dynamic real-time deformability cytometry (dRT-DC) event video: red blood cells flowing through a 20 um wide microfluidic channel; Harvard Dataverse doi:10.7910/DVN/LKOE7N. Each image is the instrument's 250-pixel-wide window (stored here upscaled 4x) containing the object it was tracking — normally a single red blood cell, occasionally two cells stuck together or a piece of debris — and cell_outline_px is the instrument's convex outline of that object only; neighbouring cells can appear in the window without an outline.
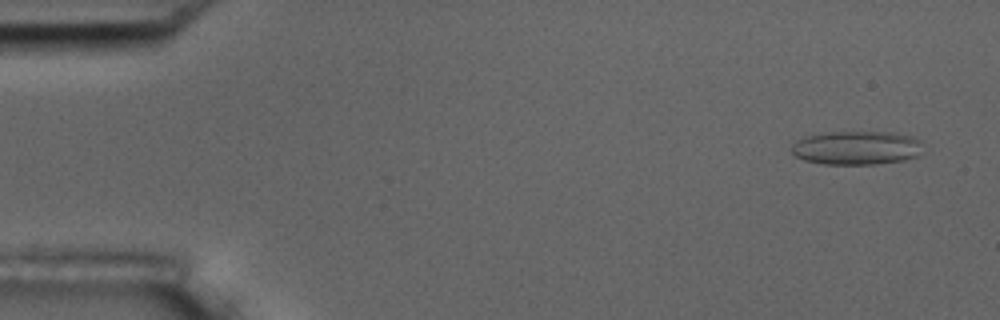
{"species": "common noctule bat (a hibernating species)", "species_latin": "Nyctalus noctula", "temperature_condition": "room temperature", "stored_images_in_passage": 4, "camera_frame_rate_fps": 3000, "um_per_image_px": 0.085, "animal": {"sex": "male", "body_mass_g": 17.5, "forearm_length_mm": 52.3}, "frame": {"image": 1, "passage_image": 1, "time_ms": 0.0, "image_size_px": [1000, 320], "cell_outline_px": [[920, 140], [916, 156], [904, 160], [876, 164], [824, 164], [804, 160], [796, 156], [792, 152], [792, 144], [796, 140], [804, 136], [828, 132], [892, 132], [912, 136]], "centroid_in_image_um": [72.74, 12.56], "position_along_channel_um": 12.3, "area_um2": 25.66}}
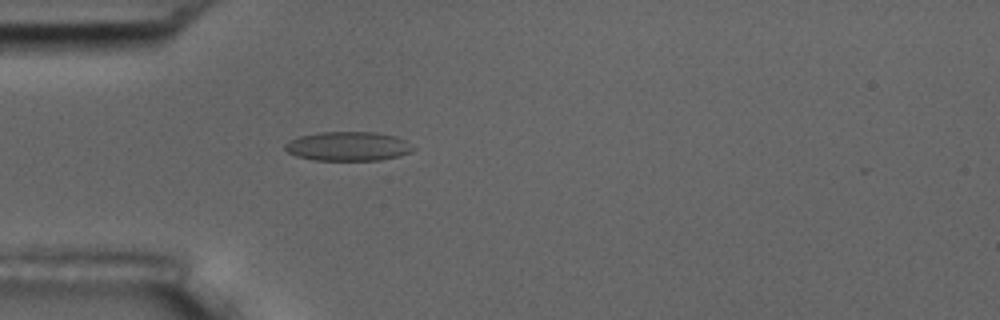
{"frame": {"image": 2, "passage_image": 4, "time_ms": 1.0, "image_size_px": [1000, 320], "cell_outline_px": [[416, 148], [412, 152], [400, 156], [380, 160], [312, 160], [296, 156], [288, 152], [284, 148], [284, 144], [288, 140], [300, 136], [316, 132], [376, 132], [396, 136], [404, 140]], "centroid_in_image_um": [29.58, 12.43], "position_along_channel_um": 55.4, "area_um2": 22.02}}